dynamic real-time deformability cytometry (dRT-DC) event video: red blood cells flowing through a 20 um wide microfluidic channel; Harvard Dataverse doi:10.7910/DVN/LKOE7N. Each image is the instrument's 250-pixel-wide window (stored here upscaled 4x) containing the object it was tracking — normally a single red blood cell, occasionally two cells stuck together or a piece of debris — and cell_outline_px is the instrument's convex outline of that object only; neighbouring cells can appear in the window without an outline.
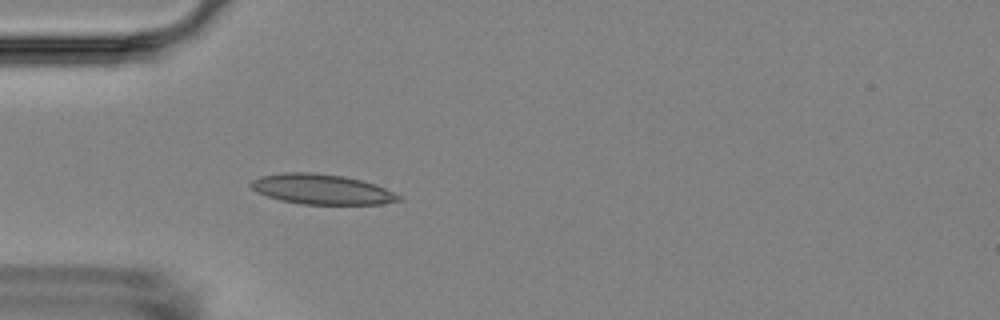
{"species": "Egyptian fruit bat (a non-hibernating species)", "species_latin": "Rousettus aegyptiacus", "temperature_condition": "room temperature", "stored_images_in_passage": 2, "camera_frame_rate_fps": 3000, "um_per_image_px": 0.085, "animal": {"sex": "female"}, "frame": {"image": 1, "passage_image": 2, "time_ms": 1.0, "image_size_px": [1000, 320], "cell_outline_px": [[404, 200], [380, 204], [300, 204], [280, 200], [256, 192], [248, 184], [252, 180], [260, 176], [284, 172], [312, 172], [344, 176], [376, 184], [400, 196]], "centroid_in_image_um": [27.32, 16.08], "position_along_channel_um": 57.7, "area_um2": 25.95}}